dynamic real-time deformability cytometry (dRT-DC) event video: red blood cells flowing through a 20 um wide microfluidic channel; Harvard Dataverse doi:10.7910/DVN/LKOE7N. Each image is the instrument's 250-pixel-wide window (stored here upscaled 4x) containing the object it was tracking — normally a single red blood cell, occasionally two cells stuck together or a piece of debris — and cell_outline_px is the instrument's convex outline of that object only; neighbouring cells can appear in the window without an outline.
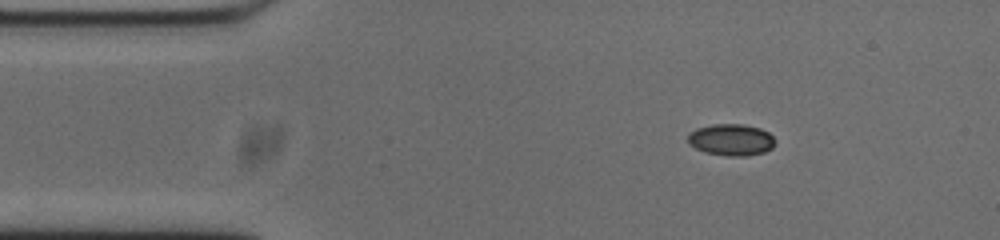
{"species": "common noctule bat (a hibernating species)", "species_latin": "Nyctalus noctula", "temperature_condition": "cold", "stored_images_in_passage": 47, "camera_frame_rate_fps": 3000, "um_per_image_px": 0.085, "animal": {"sex": "male", "body_mass_g": 20.0, "forearm_length_mm": 53.3}, "frame": {"image": 1, "passage_image": 1, "time_ms": 0.0, "image_size_px": [1000, 240], "cell_outline_px": [[776, 144], [772, 148], [764, 152], [748, 156], [728, 156], [704, 152], [688, 144], [688, 132], [696, 128], [712, 124], [744, 124], [760, 128], [768, 132], [776, 140]], "centroid_in_image_um": [62.15, 11.88], "position_along_channel_um": 22.8, "area_um2": 16.36}}
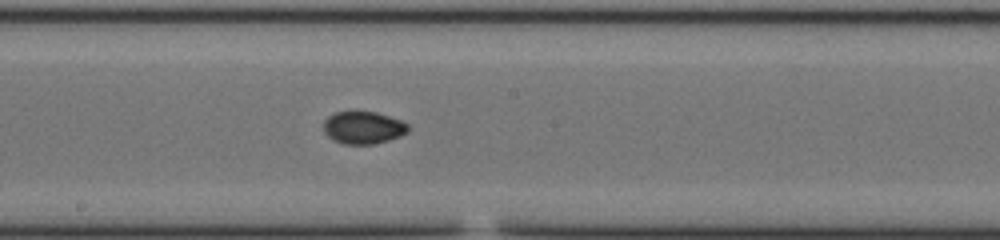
{"frame": {"image": 2, "passage_image": 21, "time_ms": 6.667, "image_size_px": [1000, 240], "cell_outline_px": [[408, 132], [400, 136], [388, 140], [372, 144], [344, 144], [328, 136], [324, 132], [324, 120], [332, 112], [376, 112], [400, 120], [408, 124]], "centroid_in_image_um": [30.87, 10.84], "position_along_channel_um": 217.3, "area_um2": 15.84}}
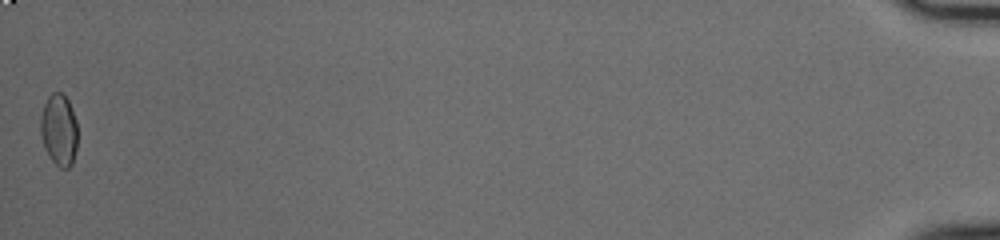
{"frame": {"image": 3, "passage_image": 47, "time_ms": 15.333, "image_size_px": [1000, 240], "cell_outline_px": [[76, 152], [72, 164], [68, 168], [60, 168], [52, 160], [44, 148], [40, 132], [40, 116], [44, 104], [48, 96], [52, 92], [60, 92], [68, 100], [72, 108], [76, 120]], "centroid_in_image_um": [5.0, 11.04], "position_along_channel_um": 430.2, "area_um2": 15.55}}